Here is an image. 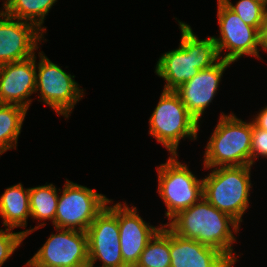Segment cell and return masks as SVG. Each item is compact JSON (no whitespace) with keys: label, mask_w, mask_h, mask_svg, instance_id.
Wrapping results in <instances>:
<instances>
[{"label":"cell","mask_w":267,"mask_h":267,"mask_svg":"<svg viewBox=\"0 0 267 267\" xmlns=\"http://www.w3.org/2000/svg\"><path fill=\"white\" fill-rule=\"evenodd\" d=\"M131 207V208H130ZM117 202V218L123 262L134 267L148 242L164 224L153 226L138 214L137 207ZM150 224V225H149Z\"/></svg>","instance_id":"13"},{"label":"cell","mask_w":267,"mask_h":267,"mask_svg":"<svg viewBox=\"0 0 267 267\" xmlns=\"http://www.w3.org/2000/svg\"><path fill=\"white\" fill-rule=\"evenodd\" d=\"M36 61V86L38 101L51 107L59 116L68 119L75 105L84 97L83 89L74 80L75 76L53 63L43 51ZM40 94H39V92ZM84 94V95H83Z\"/></svg>","instance_id":"7"},{"label":"cell","mask_w":267,"mask_h":267,"mask_svg":"<svg viewBox=\"0 0 267 267\" xmlns=\"http://www.w3.org/2000/svg\"><path fill=\"white\" fill-rule=\"evenodd\" d=\"M45 225V222H40L37 226L31 228L30 225V229L20 232H13V229H0V267L14 254V251L29 234Z\"/></svg>","instance_id":"23"},{"label":"cell","mask_w":267,"mask_h":267,"mask_svg":"<svg viewBox=\"0 0 267 267\" xmlns=\"http://www.w3.org/2000/svg\"><path fill=\"white\" fill-rule=\"evenodd\" d=\"M219 38L212 36L220 59L232 63L243 56L263 59L259 54V31L246 23L233 12L223 0H217ZM226 50L229 51L226 53ZM225 51L226 54L222 55ZM222 55V56H221Z\"/></svg>","instance_id":"10"},{"label":"cell","mask_w":267,"mask_h":267,"mask_svg":"<svg viewBox=\"0 0 267 267\" xmlns=\"http://www.w3.org/2000/svg\"><path fill=\"white\" fill-rule=\"evenodd\" d=\"M110 199L107 206L95 217L88 227L89 266L95 267L97 260L100 267H128L123 262L120 245V231L117 218V203Z\"/></svg>","instance_id":"11"},{"label":"cell","mask_w":267,"mask_h":267,"mask_svg":"<svg viewBox=\"0 0 267 267\" xmlns=\"http://www.w3.org/2000/svg\"><path fill=\"white\" fill-rule=\"evenodd\" d=\"M0 216L6 229L26 228L31 217L29 188L22 183L7 187L0 196Z\"/></svg>","instance_id":"17"},{"label":"cell","mask_w":267,"mask_h":267,"mask_svg":"<svg viewBox=\"0 0 267 267\" xmlns=\"http://www.w3.org/2000/svg\"><path fill=\"white\" fill-rule=\"evenodd\" d=\"M178 157V154L170 155L157 167V192L166 205L168 221L203 197V178L198 179Z\"/></svg>","instance_id":"6"},{"label":"cell","mask_w":267,"mask_h":267,"mask_svg":"<svg viewBox=\"0 0 267 267\" xmlns=\"http://www.w3.org/2000/svg\"><path fill=\"white\" fill-rule=\"evenodd\" d=\"M36 55L0 66V104L18 105L26 110L36 86Z\"/></svg>","instance_id":"14"},{"label":"cell","mask_w":267,"mask_h":267,"mask_svg":"<svg viewBox=\"0 0 267 267\" xmlns=\"http://www.w3.org/2000/svg\"><path fill=\"white\" fill-rule=\"evenodd\" d=\"M58 0H3L1 10L16 19L34 24L46 34L44 20Z\"/></svg>","instance_id":"18"},{"label":"cell","mask_w":267,"mask_h":267,"mask_svg":"<svg viewBox=\"0 0 267 267\" xmlns=\"http://www.w3.org/2000/svg\"><path fill=\"white\" fill-rule=\"evenodd\" d=\"M170 229L165 225L148 242L134 267H170Z\"/></svg>","instance_id":"21"},{"label":"cell","mask_w":267,"mask_h":267,"mask_svg":"<svg viewBox=\"0 0 267 267\" xmlns=\"http://www.w3.org/2000/svg\"><path fill=\"white\" fill-rule=\"evenodd\" d=\"M259 49L261 51H267V20L263 22L259 30Z\"/></svg>","instance_id":"26"},{"label":"cell","mask_w":267,"mask_h":267,"mask_svg":"<svg viewBox=\"0 0 267 267\" xmlns=\"http://www.w3.org/2000/svg\"><path fill=\"white\" fill-rule=\"evenodd\" d=\"M43 246L26 262L25 267H88L87 233L55 228Z\"/></svg>","instance_id":"9"},{"label":"cell","mask_w":267,"mask_h":267,"mask_svg":"<svg viewBox=\"0 0 267 267\" xmlns=\"http://www.w3.org/2000/svg\"><path fill=\"white\" fill-rule=\"evenodd\" d=\"M26 114L21 106L0 104V156L16 149Z\"/></svg>","instance_id":"19"},{"label":"cell","mask_w":267,"mask_h":267,"mask_svg":"<svg viewBox=\"0 0 267 267\" xmlns=\"http://www.w3.org/2000/svg\"><path fill=\"white\" fill-rule=\"evenodd\" d=\"M59 189L54 228L86 232L95 217L110 200L95 189L66 179L63 190Z\"/></svg>","instance_id":"8"},{"label":"cell","mask_w":267,"mask_h":267,"mask_svg":"<svg viewBox=\"0 0 267 267\" xmlns=\"http://www.w3.org/2000/svg\"><path fill=\"white\" fill-rule=\"evenodd\" d=\"M260 4H262L264 7L267 5V0H254Z\"/></svg>","instance_id":"27"},{"label":"cell","mask_w":267,"mask_h":267,"mask_svg":"<svg viewBox=\"0 0 267 267\" xmlns=\"http://www.w3.org/2000/svg\"><path fill=\"white\" fill-rule=\"evenodd\" d=\"M42 40L44 33L34 24L0 10V66L34 56Z\"/></svg>","instance_id":"12"},{"label":"cell","mask_w":267,"mask_h":267,"mask_svg":"<svg viewBox=\"0 0 267 267\" xmlns=\"http://www.w3.org/2000/svg\"><path fill=\"white\" fill-rule=\"evenodd\" d=\"M176 235L216 248L234 265L238 256L232 246L240 224L228 214L211 205L204 197L178 212L165 224ZM234 251V252H233Z\"/></svg>","instance_id":"1"},{"label":"cell","mask_w":267,"mask_h":267,"mask_svg":"<svg viewBox=\"0 0 267 267\" xmlns=\"http://www.w3.org/2000/svg\"><path fill=\"white\" fill-rule=\"evenodd\" d=\"M181 30L179 47L165 52L155 66L157 76L165 80V91H175L200 70L209 68L219 60L213 37L199 39L191 26L178 20Z\"/></svg>","instance_id":"2"},{"label":"cell","mask_w":267,"mask_h":267,"mask_svg":"<svg viewBox=\"0 0 267 267\" xmlns=\"http://www.w3.org/2000/svg\"><path fill=\"white\" fill-rule=\"evenodd\" d=\"M170 267H234L216 248L182 238L170 230Z\"/></svg>","instance_id":"16"},{"label":"cell","mask_w":267,"mask_h":267,"mask_svg":"<svg viewBox=\"0 0 267 267\" xmlns=\"http://www.w3.org/2000/svg\"><path fill=\"white\" fill-rule=\"evenodd\" d=\"M231 64L233 63L230 61L220 59L213 66L200 70L193 78L175 90L187 110L199 123L205 109L217 94L223 73Z\"/></svg>","instance_id":"15"},{"label":"cell","mask_w":267,"mask_h":267,"mask_svg":"<svg viewBox=\"0 0 267 267\" xmlns=\"http://www.w3.org/2000/svg\"><path fill=\"white\" fill-rule=\"evenodd\" d=\"M58 191L54 184L47 182L46 185L29 187L31 218L39 222L51 220L53 225L58 205Z\"/></svg>","instance_id":"20"},{"label":"cell","mask_w":267,"mask_h":267,"mask_svg":"<svg viewBox=\"0 0 267 267\" xmlns=\"http://www.w3.org/2000/svg\"><path fill=\"white\" fill-rule=\"evenodd\" d=\"M252 121L221 113L206 144L203 168L251 166Z\"/></svg>","instance_id":"3"},{"label":"cell","mask_w":267,"mask_h":267,"mask_svg":"<svg viewBox=\"0 0 267 267\" xmlns=\"http://www.w3.org/2000/svg\"><path fill=\"white\" fill-rule=\"evenodd\" d=\"M251 120L258 128L267 131V106L263 107Z\"/></svg>","instance_id":"25"},{"label":"cell","mask_w":267,"mask_h":267,"mask_svg":"<svg viewBox=\"0 0 267 267\" xmlns=\"http://www.w3.org/2000/svg\"><path fill=\"white\" fill-rule=\"evenodd\" d=\"M265 20H267V5L265 6Z\"/></svg>","instance_id":"28"},{"label":"cell","mask_w":267,"mask_h":267,"mask_svg":"<svg viewBox=\"0 0 267 267\" xmlns=\"http://www.w3.org/2000/svg\"><path fill=\"white\" fill-rule=\"evenodd\" d=\"M252 166H221L212 168L203 178V197L240 225L249 208Z\"/></svg>","instance_id":"4"},{"label":"cell","mask_w":267,"mask_h":267,"mask_svg":"<svg viewBox=\"0 0 267 267\" xmlns=\"http://www.w3.org/2000/svg\"><path fill=\"white\" fill-rule=\"evenodd\" d=\"M200 124L175 91L163 90L149 118V134L174 155L181 140H197Z\"/></svg>","instance_id":"5"},{"label":"cell","mask_w":267,"mask_h":267,"mask_svg":"<svg viewBox=\"0 0 267 267\" xmlns=\"http://www.w3.org/2000/svg\"><path fill=\"white\" fill-rule=\"evenodd\" d=\"M225 4L235 12L241 20L255 27L258 31L265 21V7L254 0H238L233 4L230 0H223Z\"/></svg>","instance_id":"22"},{"label":"cell","mask_w":267,"mask_h":267,"mask_svg":"<svg viewBox=\"0 0 267 267\" xmlns=\"http://www.w3.org/2000/svg\"><path fill=\"white\" fill-rule=\"evenodd\" d=\"M259 157L267 158V131L258 128L252 121L251 166Z\"/></svg>","instance_id":"24"}]
</instances>
